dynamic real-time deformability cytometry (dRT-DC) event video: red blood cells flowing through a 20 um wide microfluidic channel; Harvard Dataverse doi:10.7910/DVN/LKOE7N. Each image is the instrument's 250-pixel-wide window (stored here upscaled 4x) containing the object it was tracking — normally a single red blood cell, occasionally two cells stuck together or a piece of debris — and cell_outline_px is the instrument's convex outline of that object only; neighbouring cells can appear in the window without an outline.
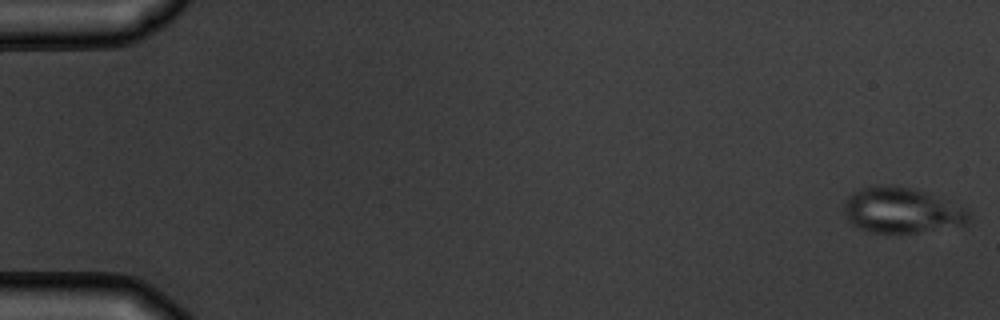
{"species": "common noctule bat (a hibernating species)", "species_latin": "Nyctalus noctula", "temperature_condition": "warm", "stored_images_in_passage": 8, "camera_frame_rate_fps": 3000, "um_per_image_px": 0.085, "animal": {"sex": "male", "body_mass_g": 19.5, "forearm_length_mm": 54.6}, "frame": {"image": 1, "passage_image": 1, "time_ms": 0.0, "image_size_px": [1000, 320], "cell_outline_px": [[972, 216], [964, 224], [916, 232], [868, 232], [852, 224], [844, 216], [844, 200], [852, 192], [860, 188], [876, 184], [892, 184], [924, 192], [968, 208], [972, 212]], "centroid_in_image_um": [76.6, 17.85], "position_along_channel_um": 8.4, "area_um2": 33.12}}